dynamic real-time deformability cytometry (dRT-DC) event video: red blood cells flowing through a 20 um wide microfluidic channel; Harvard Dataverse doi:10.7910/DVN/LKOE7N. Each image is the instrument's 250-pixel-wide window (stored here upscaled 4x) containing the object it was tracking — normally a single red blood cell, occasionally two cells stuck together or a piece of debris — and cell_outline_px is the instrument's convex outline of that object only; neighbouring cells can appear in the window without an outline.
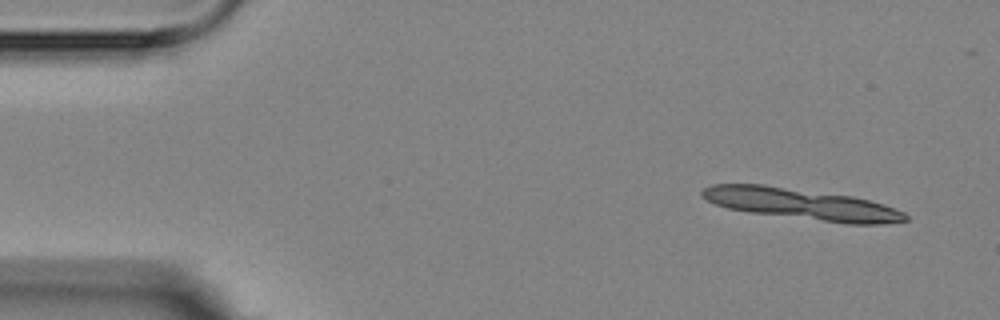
{"species": "Egyptian fruit bat (a non-hibernating species)", "species_latin": "Rousettus aegyptiacus", "temperature_condition": "room temperature", "stored_images_in_passage": 3, "camera_frame_rate_fps": 3000, "um_per_image_px": 0.085, "animal": {"sex": "female"}, "frame": {"image": 1, "passage_image": 1, "time_ms": 0.0, "image_size_px": [1000, 320], "cell_outline_px": [[908, 220], [884, 224], [844, 224], [748, 212], [728, 208], [716, 204], [700, 196], [700, 192], [704, 188], [712, 184], [764, 184], [852, 196], [884, 204], [904, 212], [908, 216]], "centroid_in_image_um": [68.14, 17.35], "position_along_channel_um": 16.9, "area_um2": 37.11}}